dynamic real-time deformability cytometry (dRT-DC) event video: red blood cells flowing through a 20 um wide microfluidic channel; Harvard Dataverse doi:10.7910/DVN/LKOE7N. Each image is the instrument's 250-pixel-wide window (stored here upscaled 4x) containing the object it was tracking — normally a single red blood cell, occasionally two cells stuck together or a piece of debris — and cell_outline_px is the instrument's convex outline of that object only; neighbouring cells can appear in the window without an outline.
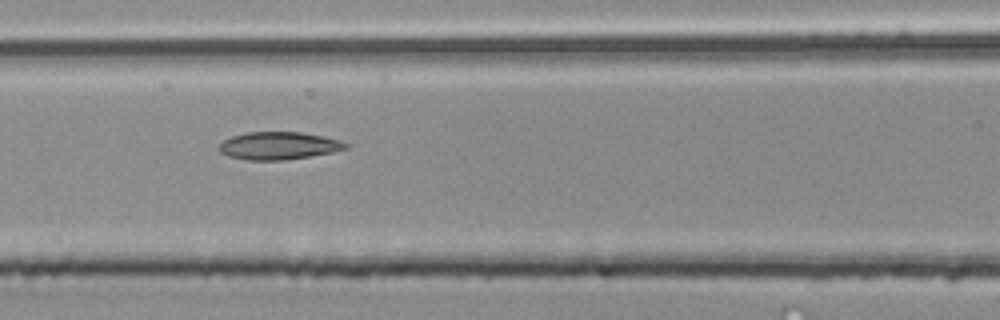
{"species": "common noctule bat (a hibernating species)", "species_latin": "Nyctalus noctula", "temperature_condition": "room temperature", "stored_images_in_passage": 6, "camera_frame_rate_fps": 3000, "um_per_image_px": 0.085, "animal": {"sex": "male", "body_mass_g": 20.4}, "frame": {"image": 1, "passage_image": 5, "time_ms": 1.333, "image_size_px": [1000, 320], "cell_outline_px": [[348, 148], [332, 152], [288, 160], [248, 160], [228, 156], [220, 152], [216, 148], [224, 140], [232, 136], [244, 132], [300, 132], [340, 140], [348, 144]], "centroid_in_image_um": [23.65, 12.39], "position_along_channel_um": 143.0, "area_um2": 20.4}}
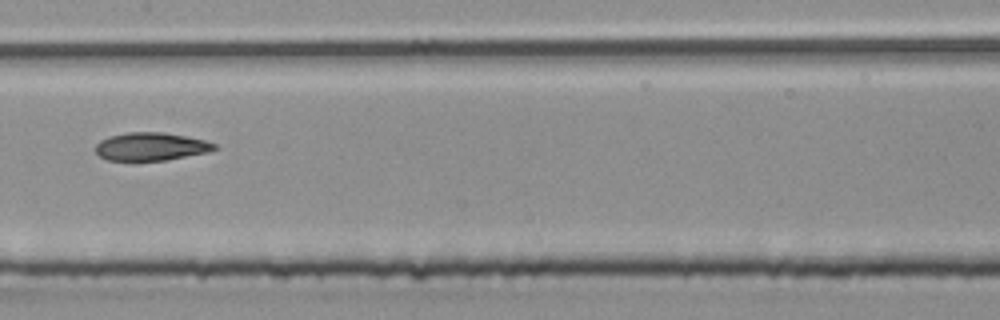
{"frame": {"image": 2, "passage_image": 6, "time_ms": 1.667, "image_size_px": [1000, 320], "cell_outline_px": [[220, 148], [208, 152], [168, 160], [104, 160], [96, 152], [96, 144], [100, 140], [108, 136], [128, 132], [164, 132], [204, 140], [216, 144]], "centroid_in_image_um": [12.84, 12.45], "position_along_channel_um": 194.6, "area_um2": 19.48}}